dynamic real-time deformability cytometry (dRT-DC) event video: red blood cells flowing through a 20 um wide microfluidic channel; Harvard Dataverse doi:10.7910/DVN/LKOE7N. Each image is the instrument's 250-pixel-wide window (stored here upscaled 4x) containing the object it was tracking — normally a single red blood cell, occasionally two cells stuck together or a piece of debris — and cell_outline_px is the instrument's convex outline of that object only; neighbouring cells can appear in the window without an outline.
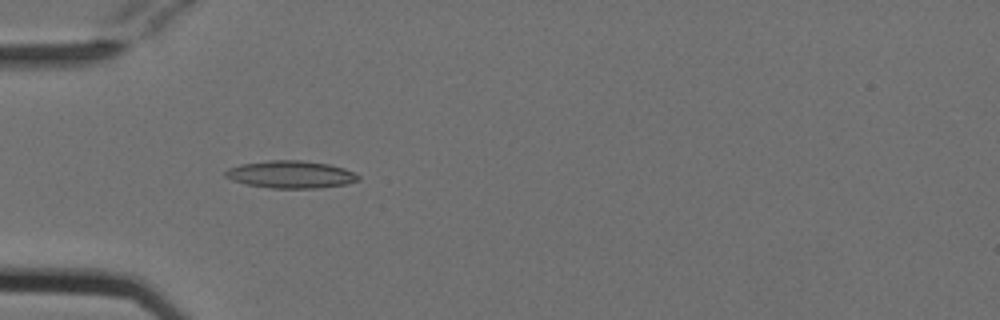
{"species": "Egyptian fruit bat (a non-hibernating species)", "species_latin": "Rousettus aegyptiacus", "temperature_condition": "cold", "stored_images_in_passage": 3, "camera_frame_rate_fps": 3000, "um_per_image_px": 0.085, "animal": {"sex": "female"}, "frame": {"image": 1, "passage_image": 2, "time_ms": 0.333, "image_size_px": [1000, 320], "cell_outline_px": [[360, 180], [344, 184], [320, 188], [272, 188], [248, 184], [232, 180], [224, 176], [224, 172], [228, 168], [240, 164], [268, 160], [300, 160], [328, 164], [344, 168], [360, 176]], "centroid_in_image_um": [24.7, 14.82], "position_along_channel_um": 60.3, "area_um2": 21.15}}